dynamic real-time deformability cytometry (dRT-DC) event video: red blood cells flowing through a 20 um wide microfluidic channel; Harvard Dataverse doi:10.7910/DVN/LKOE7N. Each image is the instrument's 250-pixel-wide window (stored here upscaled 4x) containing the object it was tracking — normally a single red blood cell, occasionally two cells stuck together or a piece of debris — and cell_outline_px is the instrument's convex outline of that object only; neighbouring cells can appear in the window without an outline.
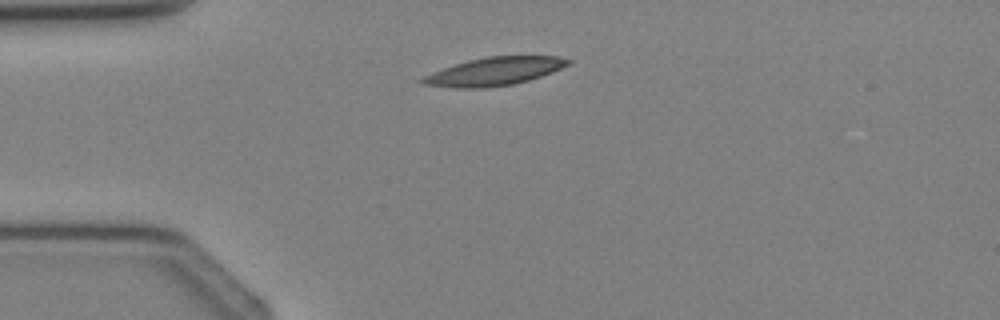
{"species": "Egyptian fruit bat (a non-hibernating species)", "species_latin": "Rousettus aegyptiacus", "temperature_condition": "cold", "stored_images_in_passage": 3, "camera_frame_rate_fps": 3000, "um_per_image_px": 0.085, "animal": {"sex": "female"}, "frame": {"image": 1, "passage_image": 3, "time_ms": 3.333, "image_size_px": [1000, 320], "cell_outline_px": [[572, 64], [552, 72], [528, 80], [512, 84], [484, 88], [456, 88], [420, 84], [416, 80], [432, 72], [468, 60], [488, 56], [560, 56], [572, 60]], "centroid_in_image_um": [42.01, 6.07], "position_along_channel_um": 43.0, "area_um2": 23.93}}